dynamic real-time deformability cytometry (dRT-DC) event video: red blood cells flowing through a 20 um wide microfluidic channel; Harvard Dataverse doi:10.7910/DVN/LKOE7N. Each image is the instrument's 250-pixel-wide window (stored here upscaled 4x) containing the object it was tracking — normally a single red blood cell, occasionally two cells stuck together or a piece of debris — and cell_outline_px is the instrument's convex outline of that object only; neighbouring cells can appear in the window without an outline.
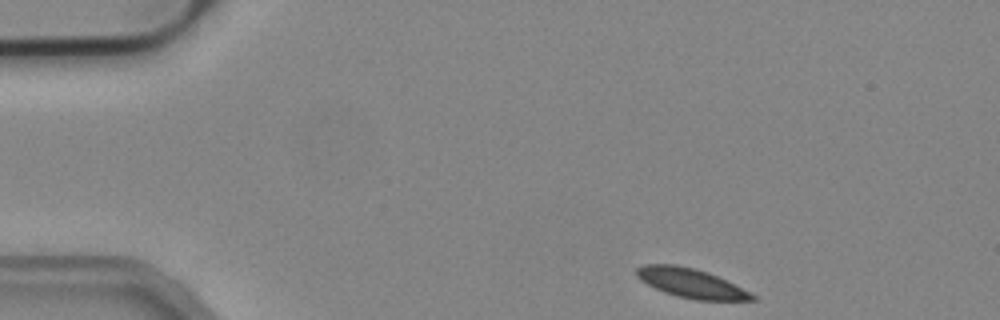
{"species": "common noctule bat (a hibernating species)", "species_latin": "Nyctalus noctula", "temperature_condition": "cold", "stored_images_in_passage": 47, "camera_frame_rate_fps": 3000, "um_per_image_px": 0.085, "animal": {"sex": "male", "body_mass_g": 19.2, "forearm_length_mm": 51.8}, "frame": {"image": 1, "passage_image": 1, "time_ms": 0.0, "image_size_px": [1000, 320], "cell_outline_px": [[756, 300], [696, 300], [676, 296], [664, 292], [640, 280], [636, 276], [636, 268], [644, 264], [676, 264], [708, 272], [756, 296]], "centroid_in_image_um": [58.67, 24.06], "position_along_channel_um": 26.3, "area_um2": 19.36}}
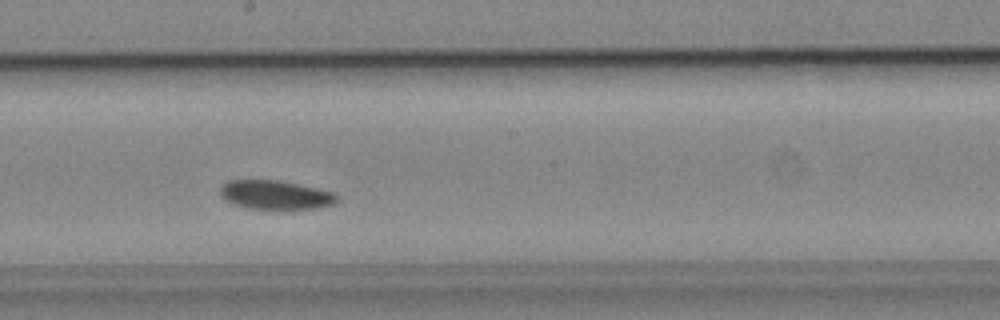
{"frame": {"image": 2, "passage_image": 23, "time_ms": 7.333, "image_size_px": [1000, 320], "cell_outline_px": [[336, 200], [332, 204], [316, 208], [248, 208], [236, 204], [228, 200], [220, 192], [220, 188], [228, 180], [280, 180], [336, 192]], "centroid_in_image_um": [23.44, 16.54], "position_along_channel_um": 224.8, "area_um2": 19.19}}
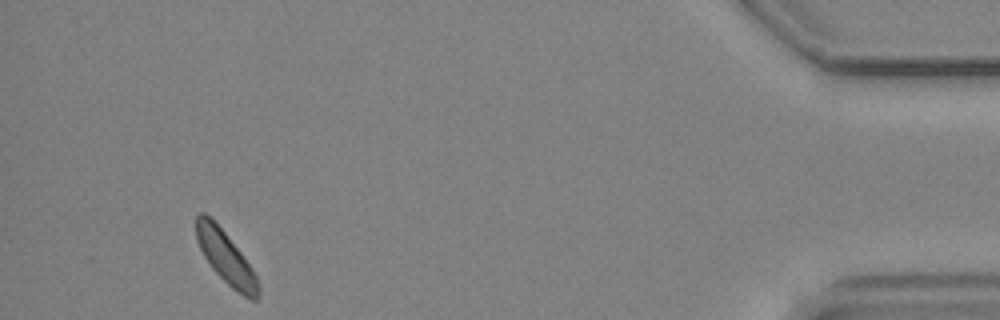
{"frame": {"image": 3, "passage_image": 44, "time_ms": 14.333, "image_size_px": [1000, 320], "cell_outline_px": [[260, 292], [256, 300], [252, 300], [244, 296], [232, 288], [212, 268], [204, 256], [196, 240], [196, 216], [200, 212], [204, 212], [224, 232], [240, 252], [252, 268], [256, 276], [260, 288]], "centroid_in_image_um": [19.19, 21.91], "position_along_channel_um": 416.0, "area_um2": 18.5}, "authors_computed_cell_mechanics": {"area_um2": 19.7676, "velocity_mm_per_s": 3.7341, "shape_relaxation_time_tau1_ms": 4.621, "shape_relaxation_time_tau2_ms": null, "deformation_change_tau1": 0.0606, "deformation_change_tau2": null}}